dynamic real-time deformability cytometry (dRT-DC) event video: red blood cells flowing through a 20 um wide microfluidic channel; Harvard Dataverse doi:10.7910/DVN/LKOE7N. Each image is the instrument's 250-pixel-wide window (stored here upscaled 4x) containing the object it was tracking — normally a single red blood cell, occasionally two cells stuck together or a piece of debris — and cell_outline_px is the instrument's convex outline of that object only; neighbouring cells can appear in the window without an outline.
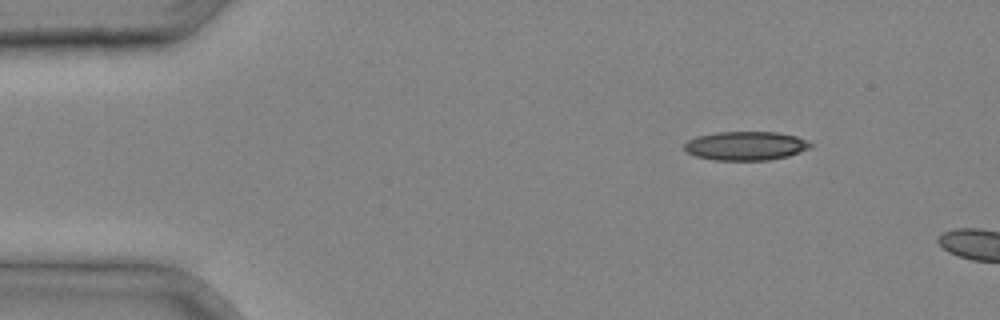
{"species": "common noctule bat (a hibernating species)", "species_latin": "Nyctalus noctula", "temperature_condition": "cold", "stored_images_in_passage": 6, "camera_frame_rate_fps": 3000, "um_per_image_px": 0.085, "animal": {"sex": "male", "body_mass_g": 20.4}, "frame": {"image": 1, "passage_image": 1, "time_ms": 0.0, "image_size_px": [1000, 320], "cell_outline_px": [[812, 144], [808, 148], [788, 156], [768, 160], [716, 160], [696, 156], [688, 152], [684, 148], [684, 144], [688, 140], [696, 136], [716, 132], [776, 132], [796, 136], [808, 140]], "centroid_in_image_um": [63.37, 12.39], "position_along_channel_um": 21.6, "area_um2": 21.1}}